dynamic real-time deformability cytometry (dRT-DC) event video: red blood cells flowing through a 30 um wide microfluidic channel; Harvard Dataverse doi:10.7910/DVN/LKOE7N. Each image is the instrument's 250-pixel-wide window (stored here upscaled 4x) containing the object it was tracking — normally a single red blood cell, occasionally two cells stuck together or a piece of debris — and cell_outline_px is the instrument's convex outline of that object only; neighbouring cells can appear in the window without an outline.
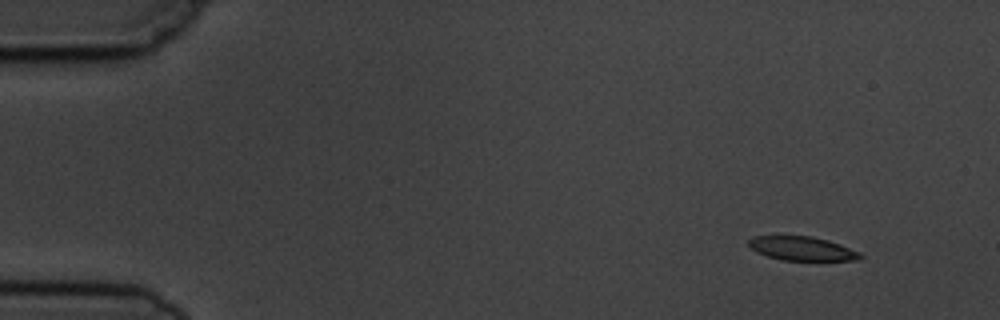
{"species": "common noctule bat (a hibernating species)", "species_latin": "Nyctalus noctula", "temperature_condition": "cold", "stored_images_in_passage": 5, "camera_frame_rate_fps": 3000, "um_per_image_px": 0.085, "animal": {"sex": "male", "body_mass_g": 19.5, "forearm_length_mm": 54.6}, "frame": {"image": 1, "passage_image": 1, "time_ms": 0.0, "image_size_px": [1000, 320], "cell_outline_px": [[864, 256], [860, 260], [784, 260], [768, 256], [756, 252], [748, 244], [748, 240], [752, 236], [812, 236], [828, 240], [840, 244], [860, 252]], "centroid_in_image_um": [68.2, 21.12], "position_along_channel_um": 16.8, "area_um2": 15.55}}
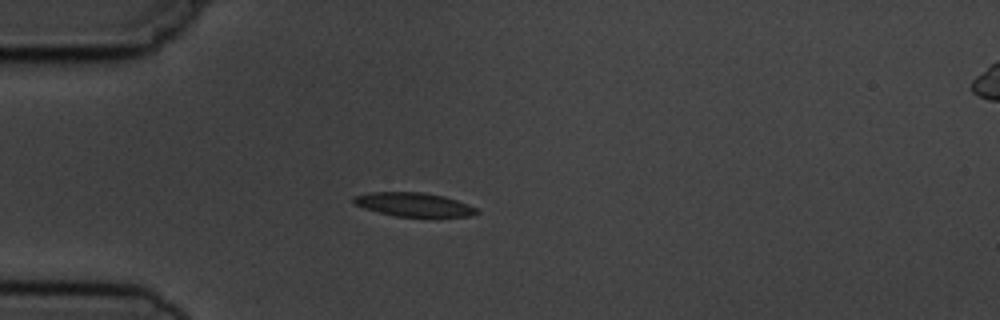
{"frame": {"image": 2, "passage_image": 4, "time_ms": 3.333, "image_size_px": [1000, 320], "cell_outline_px": [[480, 212], [468, 216], [396, 216], [364, 208], [352, 204], [352, 196], [368, 192], [420, 192], [444, 196], [468, 204], [476, 208]], "centroid_in_image_um": [35.1, 17.37], "position_along_channel_um": 49.9, "area_um2": 16.94}}